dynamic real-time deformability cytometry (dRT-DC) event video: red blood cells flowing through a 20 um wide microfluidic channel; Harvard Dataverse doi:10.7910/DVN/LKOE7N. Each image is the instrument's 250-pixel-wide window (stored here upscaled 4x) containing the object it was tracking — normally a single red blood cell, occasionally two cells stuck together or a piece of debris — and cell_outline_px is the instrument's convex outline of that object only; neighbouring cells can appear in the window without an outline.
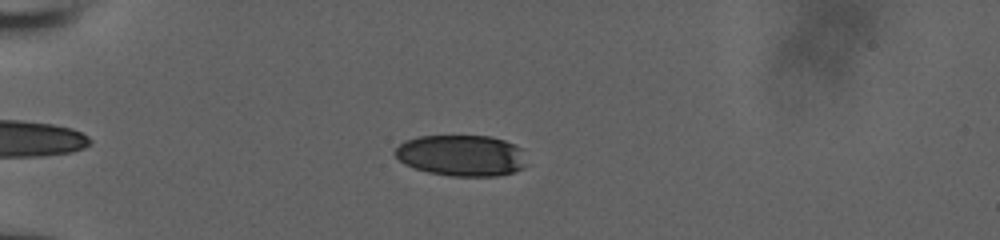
{"species": "human", "species_latin": "Homo sapiens", "temperature_condition": "room temperature", "stored_images_in_passage": 15, "camera_frame_rate_fps": 3000, "um_per_image_px": 0.085, "donor": {"sex": "male"}, "frame": {"image": 1, "passage_image": 9, "time_ms": 3.0, "image_size_px": [1000, 240], "cell_outline_px": [[528, 164], [524, 168], [512, 172], [496, 176], [452, 176], [428, 172], [404, 164], [396, 156], [396, 148], [404, 140], [420, 136], [488, 136], [504, 140], [520, 148]], "centroid_in_image_um": [39.24, 13.22], "position_along_channel_um": 45.8, "area_um2": 31.44}}
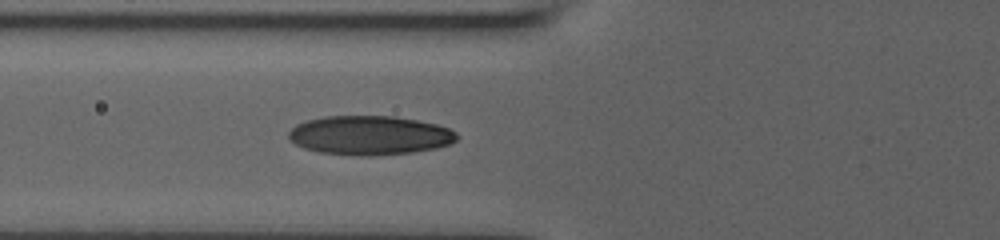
{"frame": {"image": 2, "passage_image": 15, "time_ms": 5.333, "image_size_px": [1000, 240], "cell_outline_px": [[460, 136], [456, 140], [448, 144], [436, 148], [412, 152], [368, 156], [360, 156], [320, 152], [304, 148], [296, 144], [288, 136], [288, 132], [296, 124], [308, 120], [324, 116], [396, 116], [436, 124], [448, 128], [456, 132]], "centroid_in_image_um": [31.43, 11.5], "position_along_channel_um": 94.4, "area_um2": 38.26}}